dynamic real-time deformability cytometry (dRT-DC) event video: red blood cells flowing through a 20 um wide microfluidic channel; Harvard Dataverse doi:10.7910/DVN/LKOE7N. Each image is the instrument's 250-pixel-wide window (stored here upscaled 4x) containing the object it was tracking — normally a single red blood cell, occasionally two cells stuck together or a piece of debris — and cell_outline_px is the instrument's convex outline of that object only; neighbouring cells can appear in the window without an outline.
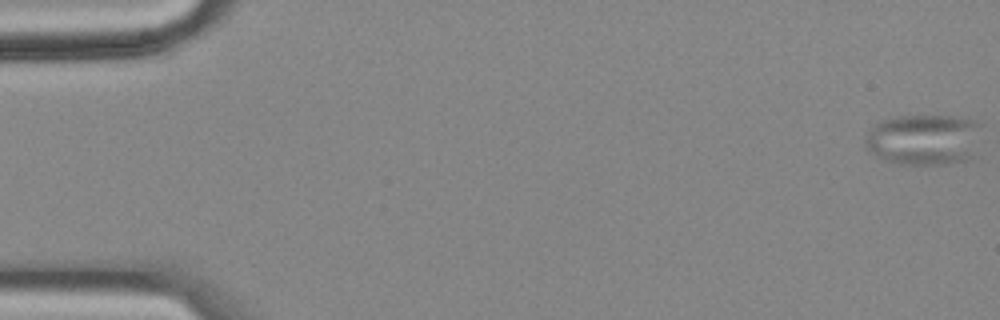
{"species": "common noctule bat (a hibernating species)", "species_latin": "Nyctalus noctula", "temperature_condition": "cold", "stored_images_in_passage": 58, "camera_frame_rate_fps": 3000, "um_per_image_px": 0.085, "animal": {"sex": "female", "body_mass_g": 18.4}, "frame": {"image": 1, "passage_image": 1, "time_ms": 0.0, "image_size_px": [1000, 320], "cell_outline_px": [[984, 124], [976, 156], [964, 160], [948, 164], [900, 164], [880, 160], [868, 152], [864, 144], [864, 136], [868, 128], [872, 124], [880, 120], [896, 116], [968, 116], [980, 120]], "centroid_in_image_um": [78.57, 11.84], "position_along_channel_um": 6.4, "area_um2": 36.36}}
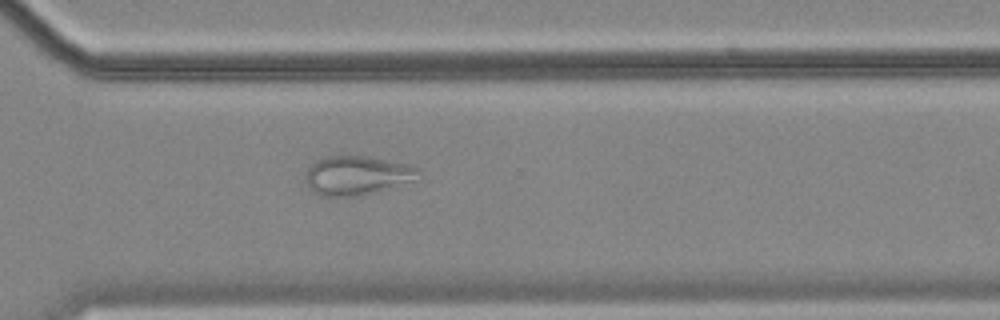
{"frame": {"image": 2, "passage_image": 42, "time_ms": 13.667, "image_size_px": [1000, 320], "cell_outline_px": [[420, 172], [412, 180], [376, 192], [356, 196], [320, 196], [312, 192], [308, 188], [304, 180], [304, 176], [308, 168], [316, 160], [328, 156], [364, 156], [408, 164], [420, 168]], "centroid_in_image_um": [30.27, 14.92], "position_along_channel_um": 340.3, "area_um2": 25.61}}
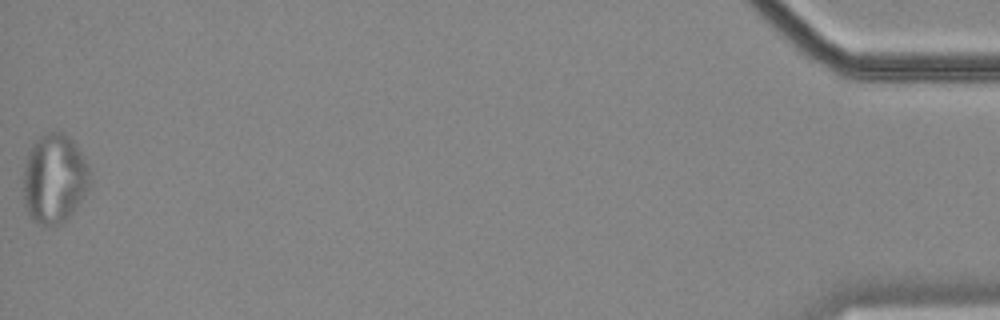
{"frame": {"image": 3, "passage_image": 58, "time_ms": 19.0, "image_size_px": [1000, 320], "cell_outline_px": [[88, 188], [84, 196], [64, 224], [44, 228], [32, 220], [24, 204], [24, 168], [28, 152], [32, 140], [48, 132], [64, 132], [76, 144], [84, 156], [88, 164]], "centroid_in_image_um": [4.6, 15.21], "position_along_channel_um": 430.6, "area_um2": 35.14}}